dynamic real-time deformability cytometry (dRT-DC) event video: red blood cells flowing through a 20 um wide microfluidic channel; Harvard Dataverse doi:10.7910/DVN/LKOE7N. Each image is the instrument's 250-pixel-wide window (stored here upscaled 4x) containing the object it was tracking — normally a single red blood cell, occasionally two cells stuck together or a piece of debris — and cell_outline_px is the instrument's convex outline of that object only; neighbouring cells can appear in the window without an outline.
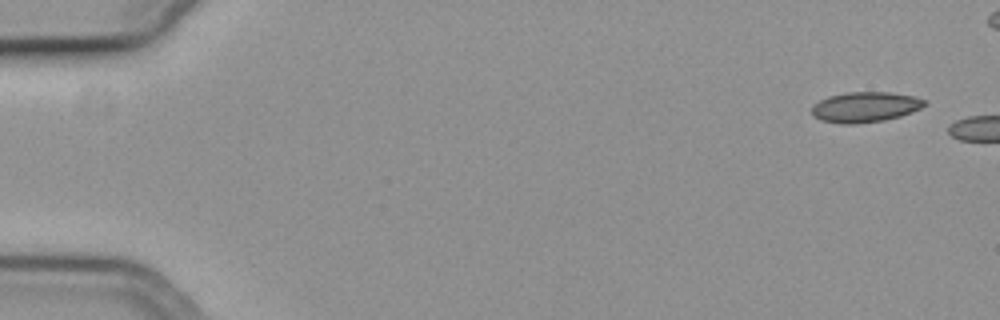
{"species": "common noctule bat (a hibernating species)", "species_latin": "Nyctalus noctula", "temperature_condition": "cold", "stored_images_in_passage": 5, "camera_frame_rate_fps": 3000, "um_per_image_px": 0.085, "animal": {"sex": "female", "body_mass_g": 19.3, "forearm_length_mm": 54.1}, "frame": {"image": 1, "passage_image": 1, "time_ms": 0.0, "image_size_px": [1000, 320], "cell_outline_px": [[928, 104], [912, 112], [900, 116], [884, 120], [856, 124], [840, 124], [820, 120], [812, 116], [812, 104], [828, 96], [844, 92], [888, 92], [916, 96], [928, 100]], "centroid_in_image_um": [73.54, 9.09], "position_along_channel_um": 11.5, "area_um2": 20.29}}